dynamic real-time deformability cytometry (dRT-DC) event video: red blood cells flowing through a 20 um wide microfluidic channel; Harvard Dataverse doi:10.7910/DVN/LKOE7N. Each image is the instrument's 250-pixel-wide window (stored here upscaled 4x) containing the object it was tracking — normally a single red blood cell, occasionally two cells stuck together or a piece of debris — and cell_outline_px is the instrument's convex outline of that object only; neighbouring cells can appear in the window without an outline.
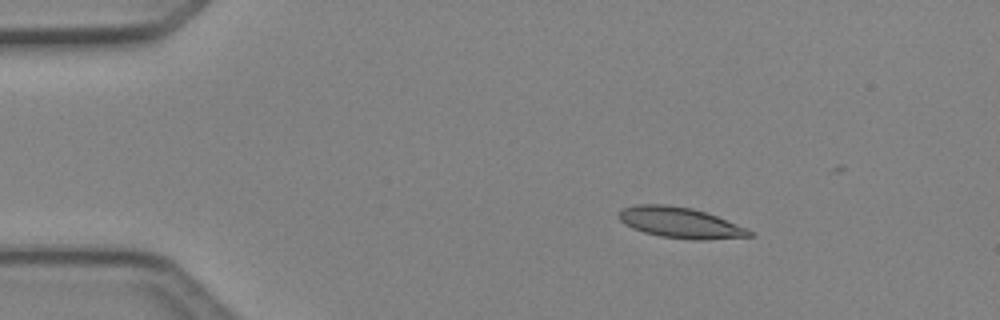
{"species": "Egyptian fruit bat (a non-hibernating species)", "species_latin": "Rousettus aegyptiacus", "temperature_condition": "cold", "stored_images_in_passage": 4, "camera_frame_rate_fps": 3000, "um_per_image_px": 0.085, "animal": {"sex": "female"}, "frame": {"image": 1, "passage_image": 1, "time_ms": 0.0, "image_size_px": [1000, 320], "cell_outline_px": [[752, 236], [700, 240], [692, 240], [660, 236], [644, 232], [632, 228], [624, 224], [616, 216], [624, 208], [636, 204], [664, 204], [692, 208], [716, 216], [744, 228], [752, 232]], "centroid_in_image_um": [57.74, 18.92], "position_along_channel_um": 27.3, "area_um2": 23.06}}